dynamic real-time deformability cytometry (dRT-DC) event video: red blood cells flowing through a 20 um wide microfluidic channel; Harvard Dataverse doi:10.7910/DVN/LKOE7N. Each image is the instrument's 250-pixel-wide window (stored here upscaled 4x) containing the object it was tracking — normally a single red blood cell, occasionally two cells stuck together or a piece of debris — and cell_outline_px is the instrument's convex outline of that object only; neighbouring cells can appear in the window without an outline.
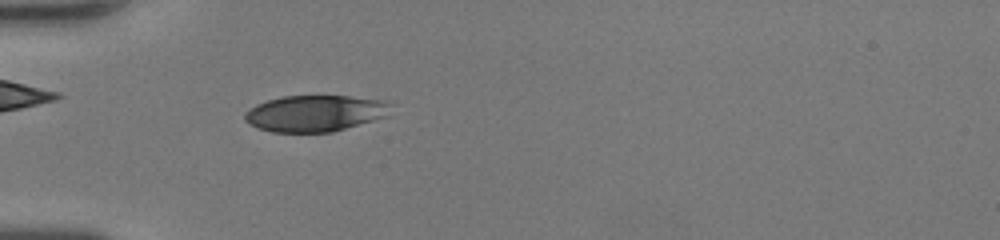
{"species": "human", "species_latin": "Homo sapiens", "temperature_condition": "room temperature", "stored_images_in_passage": 35, "camera_frame_rate_fps": 3000, "um_per_image_px": 0.085, "donor": {"sex": "female"}, "frame": {"image": 1, "passage_image": 2, "time_ms": 0.333, "image_size_px": [1000, 240], "cell_outline_px": [[392, 116], [332, 132], [272, 132], [256, 128], [248, 124], [244, 120], [244, 112], [248, 108], [256, 104], [268, 100], [284, 96], [348, 96], [384, 100], [392, 104]], "centroid_in_image_um": [26.83, 9.64], "position_along_channel_um": 58.2, "area_um2": 31.56}}
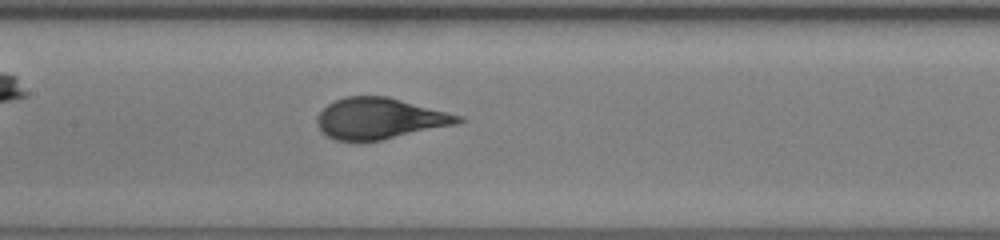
{"frame": {"image": 2, "passage_image": 11, "time_ms": 3.333, "image_size_px": [1000, 240], "cell_outline_px": [[464, 120], [456, 124], [380, 140], [360, 144], [356, 144], [336, 140], [328, 136], [316, 124], [316, 116], [328, 104], [344, 96], [388, 96], [464, 116]], "centroid_in_image_um": [32.24, 10.09], "position_along_channel_um": 175.2, "area_um2": 34.16}}
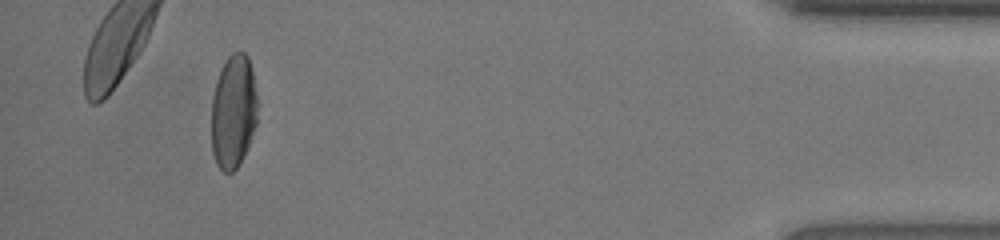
{"frame": {"image": 3, "passage_image": 32, "time_ms": 10.333, "image_size_px": [1000, 240], "cell_outline_px": [[260, 104], [256, 124], [240, 164], [232, 172], [224, 172], [216, 164], [212, 152], [212, 96], [216, 80], [220, 68], [228, 56], [232, 52], [244, 52], [248, 56], [252, 68]], "centroid_in_image_um": [19.86, 9.44], "position_along_channel_um": 415.3, "area_um2": 31.21}, "authors_computed_cell_mechanics": {"area_um2": 34.1598, "velocity_mm_per_s": 4.2625, "shape_relaxation_time_tau1_ms": 4.4439, "shape_relaxation_time_tau2_ms": null, "deformation_change_tau1": 0.1964, "deformation_change_tau2": null}}